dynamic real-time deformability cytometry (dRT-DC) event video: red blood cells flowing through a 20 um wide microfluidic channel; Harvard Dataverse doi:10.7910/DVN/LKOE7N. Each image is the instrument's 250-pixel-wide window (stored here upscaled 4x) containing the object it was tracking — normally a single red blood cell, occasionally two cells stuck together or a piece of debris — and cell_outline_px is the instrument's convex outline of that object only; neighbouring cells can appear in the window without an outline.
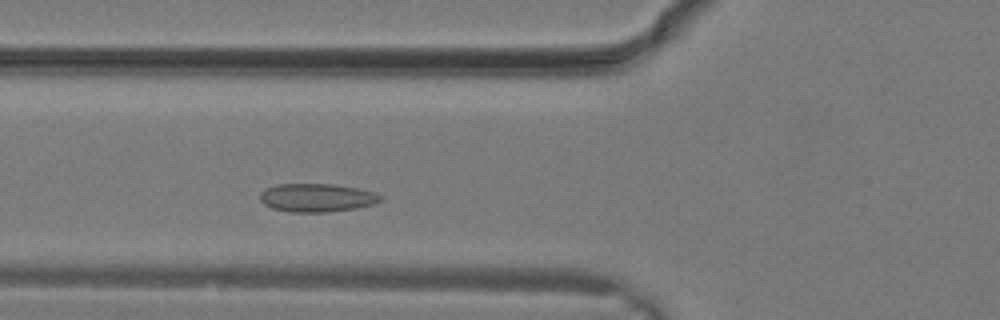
{"species": "common noctule bat (a hibernating species)", "species_latin": "Nyctalus noctula", "temperature_condition": "warm", "stored_images_in_passage": 3, "camera_frame_rate_fps": 3000, "um_per_image_px": 0.085, "animal": {"sex": "male", "body_mass_g": 19.2, "forearm_length_mm": 51.8}, "frame": {"image": 1, "passage_image": 3, "time_ms": 0.667, "image_size_px": [1000, 320], "cell_outline_px": [[384, 200], [372, 204], [352, 208], [328, 212], [288, 212], [272, 208], [264, 204], [260, 200], [260, 192], [264, 188], [276, 184], [336, 184], [376, 192], [384, 196]], "centroid_in_image_um": [26.92, 16.79], "position_along_channel_um": 98.9, "area_um2": 20.06}}